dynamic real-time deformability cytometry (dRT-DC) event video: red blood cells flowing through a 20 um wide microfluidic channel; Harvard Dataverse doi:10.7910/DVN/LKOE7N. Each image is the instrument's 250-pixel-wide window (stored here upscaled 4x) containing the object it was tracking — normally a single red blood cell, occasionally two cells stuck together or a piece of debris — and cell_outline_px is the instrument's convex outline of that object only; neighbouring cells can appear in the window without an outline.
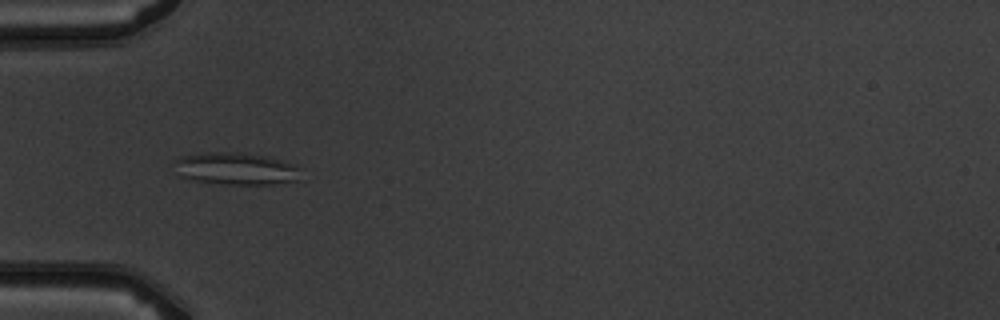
{"species": "common noctule bat (a hibernating species)", "species_latin": "Nyctalus noctula", "temperature_condition": "warm", "stored_images_in_passage": 5, "camera_frame_rate_fps": 3000, "um_per_image_px": 0.085, "animal": {"sex": "male", "body_mass_g": 19.5, "forearm_length_mm": 54.6}, "frame": {"image": 1, "passage_image": 4, "time_ms": 3.667, "image_size_px": [1000, 320], "cell_outline_px": [[300, 180], [272, 184], [220, 184], [188, 180], [176, 176], [172, 160], [180, 156], [208, 152], [240, 152], [268, 156], [292, 164], [296, 168]], "centroid_in_image_um": [19.91, 14.34], "position_along_channel_um": 65.1, "area_um2": 24.16}}
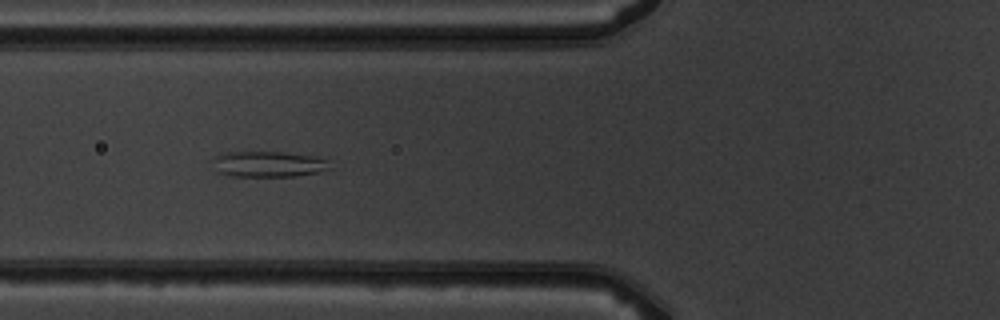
{"frame": {"image": 2, "passage_image": 5, "time_ms": 4.667, "image_size_px": [1000, 320], "cell_outline_px": [[328, 168], [320, 172], [296, 176], [232, 176], [216, 172], [208, 160], [224, 152], [284, 152], [312, 156], [328, 160]], "centroid_in_image_um": [22.7, 13.95], "position_along_channel_um": 103.1, "area_um2": 17.74}}